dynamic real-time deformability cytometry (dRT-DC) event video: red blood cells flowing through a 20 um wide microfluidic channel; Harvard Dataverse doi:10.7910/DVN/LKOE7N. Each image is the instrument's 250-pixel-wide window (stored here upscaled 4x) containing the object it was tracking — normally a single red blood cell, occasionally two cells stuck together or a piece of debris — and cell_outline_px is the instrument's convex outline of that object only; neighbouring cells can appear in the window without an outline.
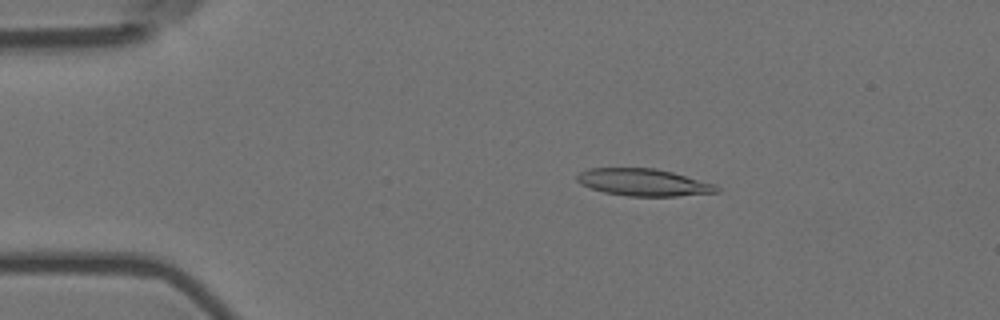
{"species": "Egyptian fruit bat (a non-hibernating species)", "species_latin": "Rousettus aegyptiacus", "temperature_condition": "room temperature", "stored_images_in_passage": 4, "camera_frame_rate_fps": 3000, "um_per_image_px": 0.085, "animal": {"sex": "female"}, "frame": {"image": 1, "passage_image": 3, "time_ms": 0.667, "image_size_px": [1000, 320], "cell_outline_px": [[720, 192], [676, 196], [628, 196], [604, 192], [580, 184], [576, 180], [576, 176], [580, 172], [588, 168], [656, 168], [672, 172], [716, 184], [720, 188]], "centroid_in_image_um": [54.71, 15.5], "position_along_channel_um": 30.3, "area_um2": 22.14}}